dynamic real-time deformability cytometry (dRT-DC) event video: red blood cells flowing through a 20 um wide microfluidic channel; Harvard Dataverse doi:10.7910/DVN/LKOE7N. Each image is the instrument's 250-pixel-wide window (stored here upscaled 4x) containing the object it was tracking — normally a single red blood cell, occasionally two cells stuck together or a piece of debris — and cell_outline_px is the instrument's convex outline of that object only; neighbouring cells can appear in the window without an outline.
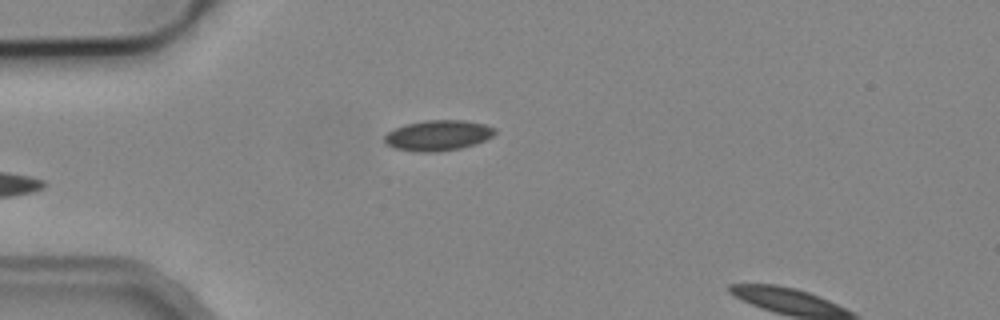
{"species": "common noctule bat (a hibernating species)", "species_latin": "Nyctalus noctula", "temperature_condition": "cold", "stored_images_in_passage": 4, "camera_frame_rate_fps": 3000, "um_per_image_px": 0.085, "animal": {"sex": "male", "body_mass_g": 19.2, "forearm_length_mm": 51.8}, "frame": {"image": 1, "passage_image": 4, "time_ms": 3.667, "image_size_px": [1000, 320], "cell_outline_px": [[496, 132], [492, 136], [476, 144], [460, 148], [436, 152], [416, 152], [392, 148], [384, 140], [384, 136], [388, 132], [404, 124], [424, 120], [464, 120], [484, 124], [496, 128]], "centroid_in_image_um": [37.22, 11.51], "position_along_channel_um": 47.8, "area_um2": 19.71}}